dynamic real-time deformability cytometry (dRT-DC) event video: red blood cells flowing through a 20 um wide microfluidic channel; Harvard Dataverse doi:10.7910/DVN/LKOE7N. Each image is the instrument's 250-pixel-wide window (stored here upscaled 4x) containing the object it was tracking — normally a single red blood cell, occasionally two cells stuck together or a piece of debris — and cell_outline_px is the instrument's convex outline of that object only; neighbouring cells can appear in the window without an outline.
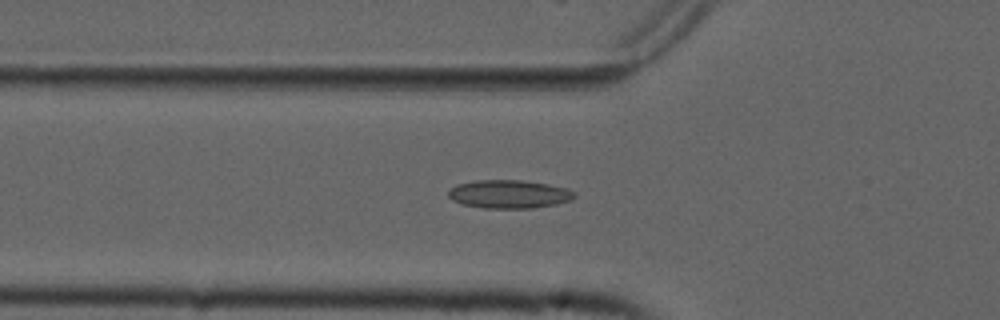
{"species": "common noctule bat (a hibernating species)", "species_latin": "Nyctalus noctula", "temperature_condition": "cold", "stored_images_in_passage": 9, "camera_frame_rate_fps": 3000, "um_per_image_px": 0.085, "animal": {"sex": "male", "forearm_length_mm": 52.5}, "frame": {"image": 1, "passage_image": 2, "time_ms": 0.333, "image_size_px": [1000, 320], "cell_outline_px": [[576, 196], [572, 200], [556, 204], [532, 208], [484, 208], [464, 204], [452, 200], [448, 196], [448, 192], [456, 184], [476, 180], [520, 180], [548, 184], [568, 188], [576, 192]], "centroid_in_image_um": [43.3, 16.5], "position_along_channel_um": 82.5, "area_um2": 20.87}}
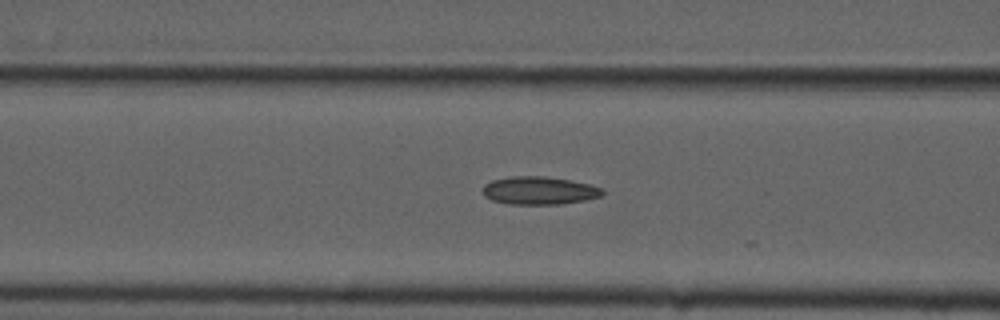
{"frame": {"image": 2, "passage_image": 5, "time_ms": 1.333, "image_size_px": [1000, 320], "cell_outline_px": [[604, 192], [600, 196], [584, 200], [560, 204], [508, 204], [492, 200], [484, 196], [484, 184], [492, 180], [508, 176], [544, 176], [572, 180], [604, 188]], "centroid_in_image_um": [45.83, 16.19], "position_along_channel_um": 120.8, "area_um2": 19.54}}
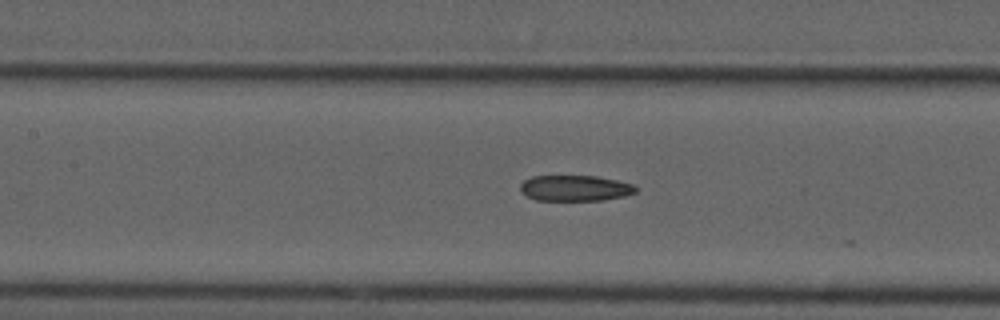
{"frame": {"image": 3, "passage_image": 8, "time_ms": 2.333, "image_size_px": [1000, 320], "cell_outline_px": [[636, 192], [624, 196], [600, 200], [536, 200], [520, 192], [520, 184], [524, 180], [532, 176], [596, 176], [616, 180], [632, 184], [636, 188]], "centroid_in_image_um": [48.84, 15.99], "position_along_channel_um": 158.6, "area_um2": 17.22}}